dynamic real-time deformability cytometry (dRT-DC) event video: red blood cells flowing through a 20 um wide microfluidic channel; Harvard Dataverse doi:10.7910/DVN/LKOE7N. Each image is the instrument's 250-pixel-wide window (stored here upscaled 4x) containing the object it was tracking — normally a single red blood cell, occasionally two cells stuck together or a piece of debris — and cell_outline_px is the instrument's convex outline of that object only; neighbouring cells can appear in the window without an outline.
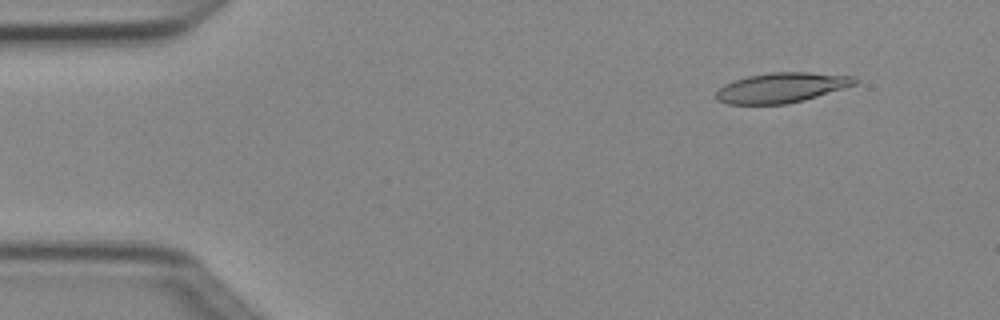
{"species": "Egyptian fruit bat (a non-hibernating species)", "species_latin": "Rousettus aegyptiacus", "temperature_condition": "cold", "stored_images_in_passage": 6, "camera_frame_rate_fps": 3000, "um_per_image_px": 0.085, "animal": {"sex": "female"}, "frame": {"image": 1, "passage_image": 2, "time_ms": 0.333, "image_size_px": [1000, 320], "cell_outline_px": [[860, 80], [856, 84], [804, 100], [788, 104], [728, 104], [716, 100], [716, 92], [724, 84], [732, 80], [748, 76], [772, 72], [808, 72], [856, 76]], "centroid_in_image_um": [66.44, 7.44], "position_along_channel_um": 18.6, "area_um2": 24.33}}
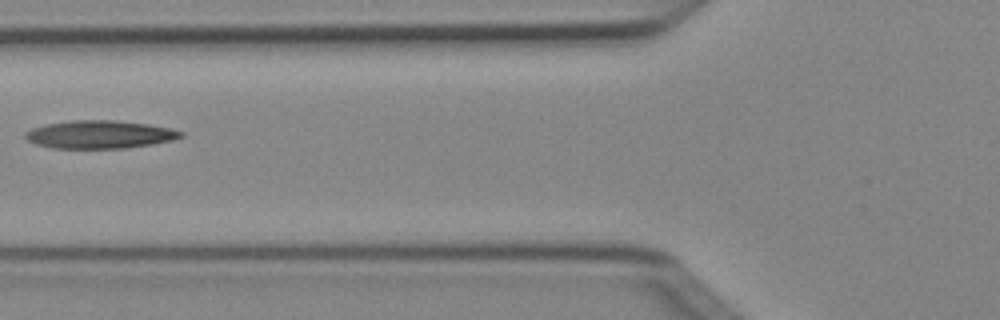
{"frame": {"image": 2, "passage_image": 5, "time_ms": 1.333, "image_size_px": [1000, 320], "cell_outline_px": [[184, 136], [172, 140], [152, 144], [124, 148], [52, 148], [36, 144], [28, 140], [24, 136], [24, 132], [32, 128], [44, 124], [72, 120], [112, 120], [148, 124], [168, 128], [184, 132]], "centroid_in_image_um": [8.44, 11.43], "position_along_channel_um": 117.4, "area_um2": 25.32}}
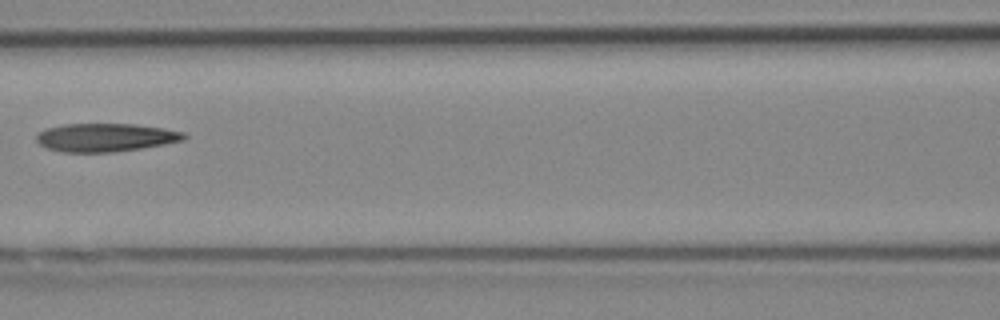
{"frame": {"image": 3, "passage_image": 6, "time_ms": 1.667, "image_size_px": [1000, 320], "cell_outline_px": [[188, 136], [184, 140], [164, 144], [116, 152], [64, 152], [48, 148], [40, 144], [36, 140], [36, 136], [44, 128], [64, 124], [132, 124], [160, 128], [184, 132]], "centroid_in_image_um": [8.95, 11.68], "position_along_channel_um": 157.6, "area_um2": 24.16}}